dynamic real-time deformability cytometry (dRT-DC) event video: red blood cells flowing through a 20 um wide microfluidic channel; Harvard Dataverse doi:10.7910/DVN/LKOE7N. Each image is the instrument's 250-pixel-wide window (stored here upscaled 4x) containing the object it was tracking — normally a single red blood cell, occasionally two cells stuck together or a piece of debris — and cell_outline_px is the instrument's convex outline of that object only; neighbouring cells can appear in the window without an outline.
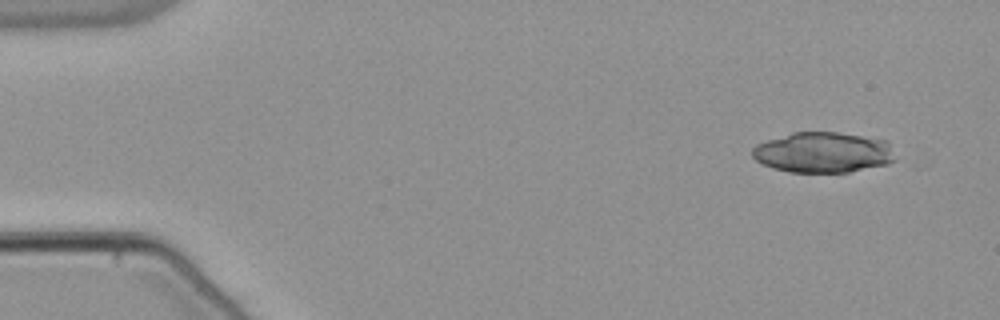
{"species": "common noctule bat (a hibernating species)", "species_latin": "Nyctalus noctula", "temperature_condition": "warm", "stored_images_in_passage": 13, "camera_frame_rate_fps": 3000, "um_per_image_px": 0.085, "animal": {"sex": "male", "body_mass_g": 21.5, "forearm_length_mm": 52.0}, "frame": {"image": 1, "passage_image": 4, "time_ms": 1.0, "image_size_px": [1000, 320], "cell_outline_px": [[896, 160], [888, 164], [848, 172], [788, 172], [772, 168], [756, 160], [752, 156], [752, 148], [756, 144], [792, 132], [836, 132], [888, 140]], "centroid_in_image_um": [69.97, 12.96], "position_along_channel_um": 15.0, "area_um2": 33.81}}